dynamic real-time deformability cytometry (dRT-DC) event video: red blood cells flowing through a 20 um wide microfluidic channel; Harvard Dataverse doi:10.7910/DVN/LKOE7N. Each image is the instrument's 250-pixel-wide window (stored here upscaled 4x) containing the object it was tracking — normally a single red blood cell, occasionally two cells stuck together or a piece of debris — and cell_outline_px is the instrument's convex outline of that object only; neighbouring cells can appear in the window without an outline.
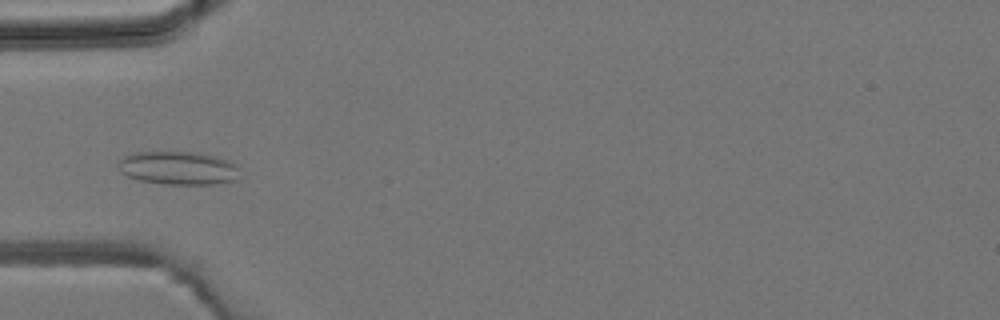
{"species": "common noctule bat (a hibernating species)", "species_latin": "Nyctalus noctula", "temperature_condition": "room temperature", "stored_images_in_passage": 4, "camera_frame_rate_fps": 3000, "um_per_image_px": 0.085, "animal": {"sex": "male", "body_mass_g": 19.2, "forearm_length_mm": 51.8}, "frame": {"image": 1, "passage_image": 4, "time_ms": 3.333, "image_size_px": [1000, 320], "cell_outline_px": [[240, 180], [216, 184], [168, 184], [140, 180], [128, 176], [120, 172], [116, 164], [124, 156], [132, 152], [196, 152], [216, 156], [240, 164]], "centroid_in_image_um": [15.23, 14.28], "position_along_channel_um": 69.8, "area_um2": 24.1}}